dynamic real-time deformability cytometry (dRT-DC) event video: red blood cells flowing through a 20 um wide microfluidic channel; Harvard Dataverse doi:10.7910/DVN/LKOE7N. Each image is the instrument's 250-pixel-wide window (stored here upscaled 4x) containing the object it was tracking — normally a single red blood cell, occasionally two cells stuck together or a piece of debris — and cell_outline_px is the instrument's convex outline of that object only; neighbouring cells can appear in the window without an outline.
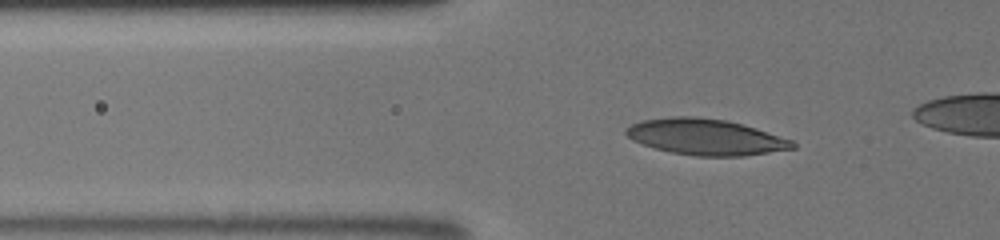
{"species": "human", "species_latin": "Homo sapiens", "temperature_condition": "room temperature", "stored_images_in_passage": 49, "camera_frame_rate_fps": 3000, "um_per_image_px": 0.085, "donor": {"sex": "male"}, "frame": {"image": 1, "passage_image": 21, "time_ms": 6.667, "image_size_px": [1000, 240], "cell_outline_px": [[796, 148], [744, 156], [696, 156], [672, 152], [656, 148], [632, 140], [624, 132], [624, 128], [632, 124], [644, 120], [672, 116], [696, 116], [728, 120], [756, 128], [792, 140], [796, 144]], "centroid_in_image_um": [59.99, 11.63], "position_along_channel_um": 65.8, "area_um2": 34.91}}
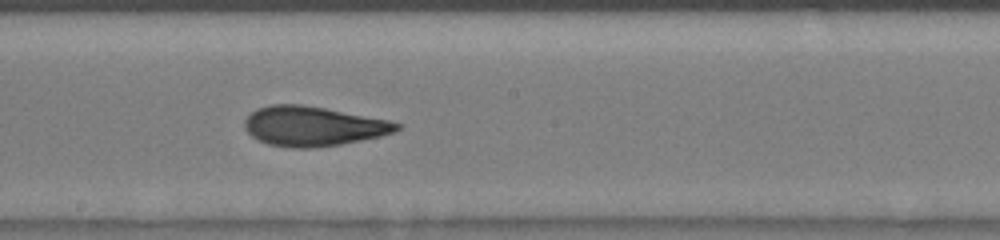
{"frame": {"image": 2, "passage_image": 33, "time_ms": 10.667, "image_size_px": [1000, 240], "cell_outline_px": [[404, 124], [396, 132], [380, 136], [340, 144], [312, 148], [292, 148], [268, 144], [252, 136], [244, 128], [244, 120], [256, 108], [272, 104], [300, 104], [324, 108], [388, 120]], "centroid_in_image_um": [26.61, 10.72], "position_along_channel_um": 221.6, "area_um2": 35.03}}
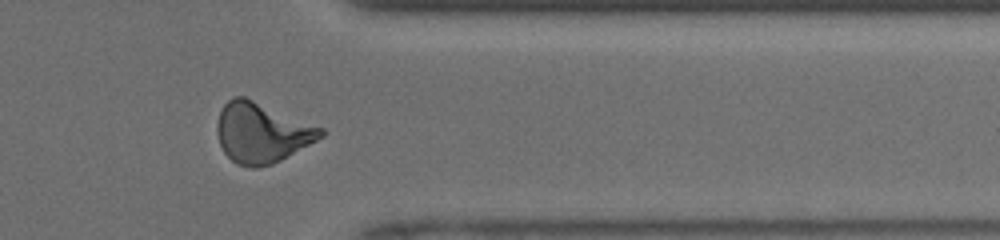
{"frame": {"image": 3, "passage_image": 45, "time_ms": 14.667, "image_size_px": [1000, 240], "cell_outline_px": [[324, 136], [280, 160], [272, 164], [256, 168], [252, 168], [236, 164], [224, 152], [220, 144], [216, 132], [216, 124], [220, 112], [224, 104], [228, 100], [236, 96], [244, 96], [324, 128]], "centroid_in_image_um": [22.23, 11.28], "position_along_channel_um": 389.2, "area_um2": 36.18}}